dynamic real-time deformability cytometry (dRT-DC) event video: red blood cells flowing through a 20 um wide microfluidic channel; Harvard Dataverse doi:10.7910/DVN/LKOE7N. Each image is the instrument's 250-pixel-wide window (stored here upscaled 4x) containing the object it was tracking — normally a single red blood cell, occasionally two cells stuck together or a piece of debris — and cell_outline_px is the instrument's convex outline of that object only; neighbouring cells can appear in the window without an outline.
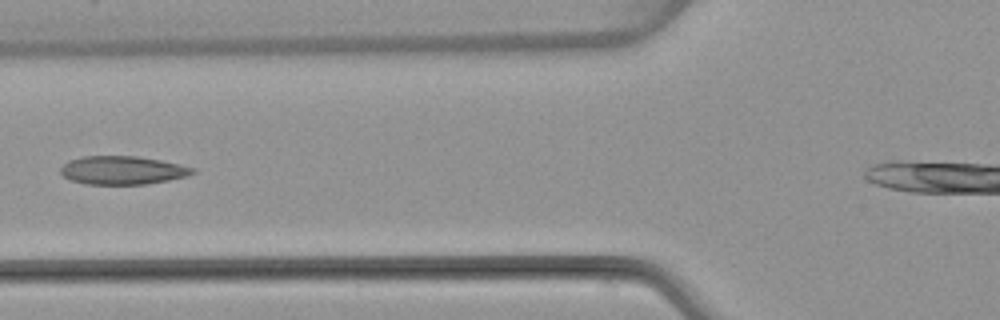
{"species": "common noctule bat (a hibernating species)", "species_latin": "Nyctalus noctula", "temperature_condition": "warm", "stored_images_in_passage": 4, "camera_frame_rate_fps": 3000, "um_per_image_px": 0.085, "animal": {"sex": "female", "body_mass_g": 22.7, "forearm_length_mm": 54.2}, "frame": {"image": 1, "passage_image": 3, "time_ms": 2.667, "image_size_px": [1000, 320], "cell_outline_px": [[196, 172], [188, 176], [168, 180], [144, 184], [84, 184], [72, 180], [64, 176], [60, 172], [60, 168], [68, 160], [84, 156], [136, 156], [160, 160], [180, 164], [196, 168]], "centroid_in_image_um": [10.43, 14.47], "position_along_channel_um": 115.4, "area_um2": 21.85}}
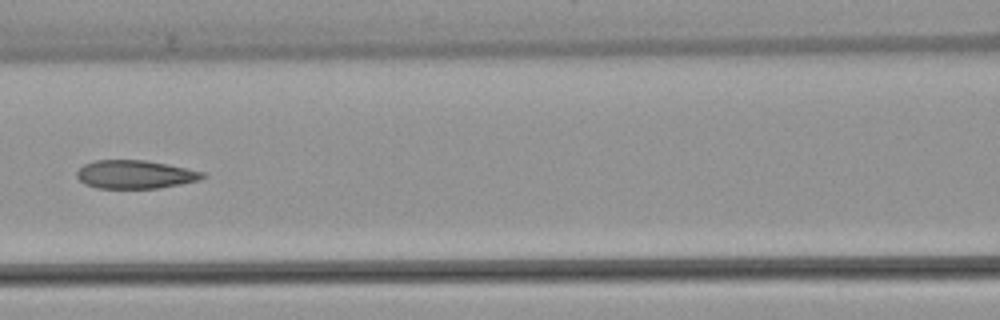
{"frame": {"image": 2, "passage_image": 4, "time_ms": 3.667, "image_size_px": [1000, 320], "cell_outline_px": [[208, 176], [200, 180], [180, 184], [156, 188], [96, 188], [84, 184], [76, 176], [76, 172], [84, 164], [96, 160], [144, 160], [168, 164], [204, 172]], "centroid_in_image_um": [11.49, 14.82], "position_along_channel_um": 155.1, "area_um2": 20.81}}